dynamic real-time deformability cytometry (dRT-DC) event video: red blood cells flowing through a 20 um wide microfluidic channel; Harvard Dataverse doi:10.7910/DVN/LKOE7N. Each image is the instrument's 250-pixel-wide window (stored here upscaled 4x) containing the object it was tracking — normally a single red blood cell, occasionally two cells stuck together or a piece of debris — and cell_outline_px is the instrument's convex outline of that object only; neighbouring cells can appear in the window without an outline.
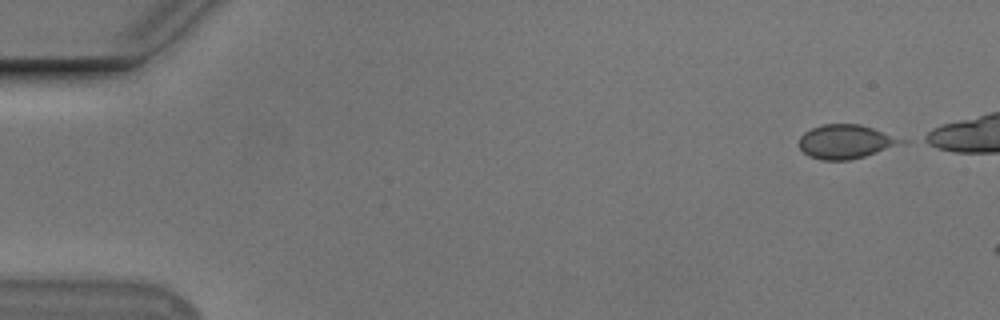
{"species": "Egyptian fruit bat (a non-hibernating species)", "species_latin": "Rousettus aegyptiacus", "temperature_condition": "cold", "stored_images_in_passage": 4, "camera_frame_rate_fps": 3000, "um_per_image_px": 0.085, "animal": {"sex": "male"}, "frame": {"image": 1, "passage_image": 1, "time_ms": 0.0, "image_size_px": [1000, 320], "cell_outline_px": [[912, 140], [904, 144], [864, 156], [848, 160], [820, 160], [808, 156], [800, 148], [800, 136], [804, 132], [812, 128], [824, 124], [860, 124]], "centroid_in_image_um": [71.96, 12.04], "position_along_channel_um": 13.0, "area_um2": 20.52}}